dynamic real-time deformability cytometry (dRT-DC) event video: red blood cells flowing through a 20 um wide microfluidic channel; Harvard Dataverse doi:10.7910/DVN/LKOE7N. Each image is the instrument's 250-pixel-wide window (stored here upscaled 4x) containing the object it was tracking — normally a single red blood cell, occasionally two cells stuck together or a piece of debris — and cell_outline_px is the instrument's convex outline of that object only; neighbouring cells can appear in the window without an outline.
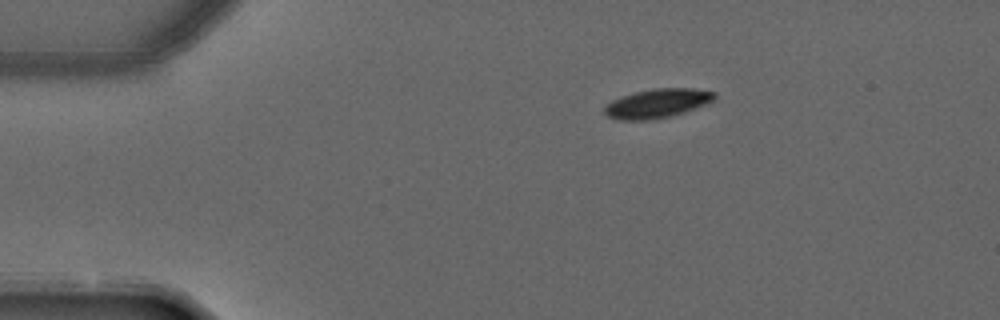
{"species": "common noctule bat (a hibernating species)", "species_latin": "Nyctalus noctula", "temperature_condition": "warm", "stored_images_in_passage": 4, "camera_frame_rate_fps": 3000, "um_per_image_px": 0.085, "animal": {"sex": "male", "forearm_length_mm": 52.5}, "frame": {"image": 1, "passage_image": 1, "time_ms": 0.0, "image_size_px": [1000, 320], "cell_outline_px": [[716, 96], [708, 104], [672, 116], [652, 120], [620, 120], [608, 116], [604, 112], [604, 108], [612, 100], [636, 92], [652, 88], [692, 88], [716, 92]], "centroid_in_image_um": [55.9, 8.79], "position_along_channel_um": 29.1, "area_um2": 18.61}}
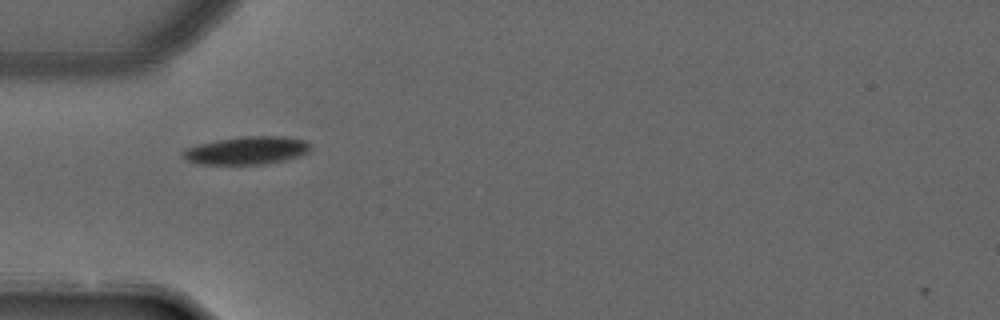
{"frame": {"image": 2, "passage_image": 3, "time_ms": 0.667, "image_size_px": [1000, 320], "cell_outline_px": [[312, 148], [308, 152], [300, 156], [284, 160], [264, 164], [196, 164], [188, 160], [180, 152], [184, 148], [196, 144], [216, 140], [240, 136], [284, 136], [304, 140], [312, 144]], "centroid_in_image_um": [20.97, 12.78], "position_along_channel_um": 64.0, "area_um2": 21.04}}
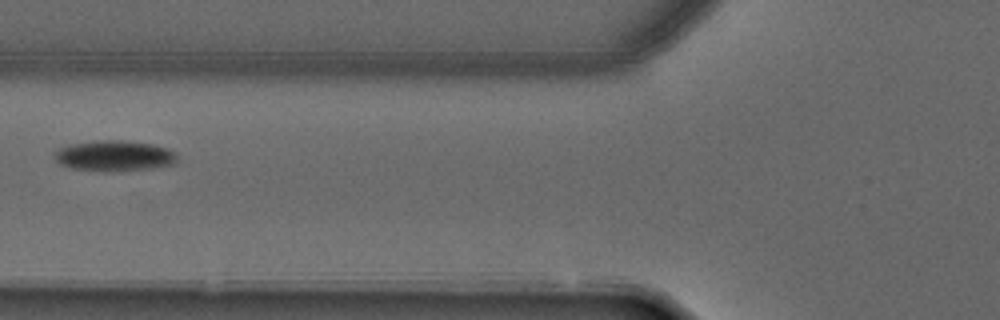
{"frame": {"image": 3, "passage_image": 4, "time_ms": 1.0, "image_size_px": [1000, 320], "cell_outline_px": [[176, 160], [172, 164], [152, 168], [72, 168], [60, 164], [52, 156], [60, 148], [68, 144], [92, 140], [124, 140], [152, 144], [168, 148], [176, 152]], "centroid_in_image_um": [9.71, 13.17], "position_along_channel_um": 116.1, "area_um2": 20.92}}